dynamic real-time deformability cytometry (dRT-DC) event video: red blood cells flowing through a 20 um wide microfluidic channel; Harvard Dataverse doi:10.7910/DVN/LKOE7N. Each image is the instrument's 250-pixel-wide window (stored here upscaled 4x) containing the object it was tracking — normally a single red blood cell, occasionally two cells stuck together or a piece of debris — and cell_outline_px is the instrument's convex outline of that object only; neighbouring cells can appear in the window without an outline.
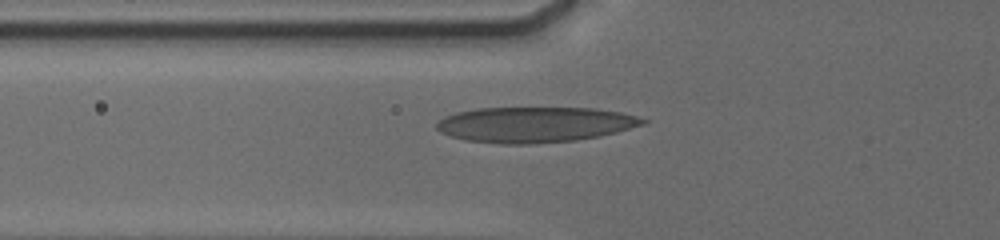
{"species": "human", "species_latin": "Homo sapiens", "temperature_condition": "cold", "stored_images_in_passage": 33, "camera_frame_rate_fps": 3000, "um_per_image_px": 0.085, "donor": {"sex": "male"}, "frame": {"image": 1, "passage_image": 2, "time_ms": 0.333, "image_size_px": [1000, 240], "cell_outline_px": [[648, 120], [644, 124], [616, 132], [600, 136], [576, 140], [532, 144], [500, 144], [464, 140], [440, 132], [436, 128], [436, 124], [444, 116], [456, 112], [476, 108], [596, 108], [620, 112], [636, 116]], "centroid_in_image_um": [45.44, 10.59], "position_along_channel_um": 80.4, "area_um2": 42.71}}
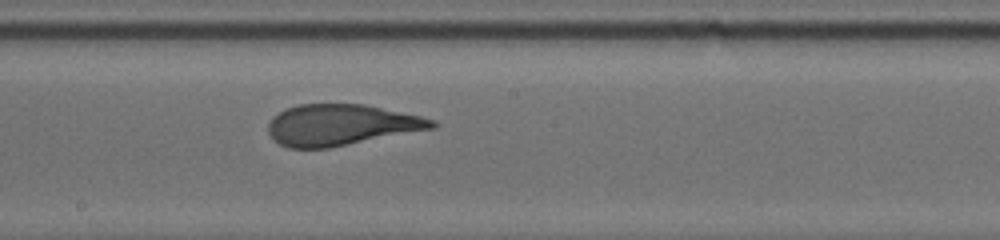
{"frame": {"image": 2, "passage_image": 12, "time_ms": 4.0, "image_size_px": [1000, 240], "cell_outline_px": [[436, 128], [328, 148], [288, 148], [272, 140], [268, 132], [268, 124], [272, 116], [288, 108], [300, 104], [364, 104], [420, 116], [436, 120]], "centroid_in_image_um": [28.97, 10.62], "position_along_channel_um": 219.2, "area_um2": 39.19}}
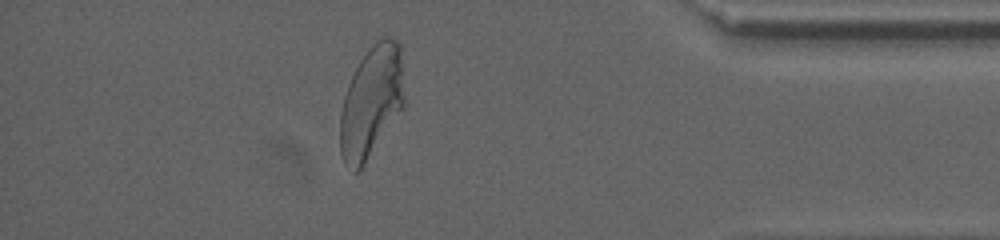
{"frame": {"image": 3, "passage_image": 27, "time_ms": 9.667, "image_size_px": [1000, 240], "cell_outline_px": [[404, 104], [364, 164], [356, 172], [344, 164], [340, 152], [340, 116], [344, 96], [348, 84], [360, 60], [368, 48], [376, 40], [384, 36], [388, 36], [396, 40], [400, 44], [404, 96]], "centroid_in_image_um": [31.55, 8.62], "position_along_channel_um": 403.7, "area_um2": 41.33}, "authors_computed_cell_mechanics": {"area_um2": 40.0554, "velocity_mm_per_s": 3.7723, "shape_relaxation_time_tau1_ms": 4.7757, "shape_relaxation_time_tau2_ms": 0.8563, "deformation_change_tau1": 0.1941, "deformation_change_tau2": 0.0667}}